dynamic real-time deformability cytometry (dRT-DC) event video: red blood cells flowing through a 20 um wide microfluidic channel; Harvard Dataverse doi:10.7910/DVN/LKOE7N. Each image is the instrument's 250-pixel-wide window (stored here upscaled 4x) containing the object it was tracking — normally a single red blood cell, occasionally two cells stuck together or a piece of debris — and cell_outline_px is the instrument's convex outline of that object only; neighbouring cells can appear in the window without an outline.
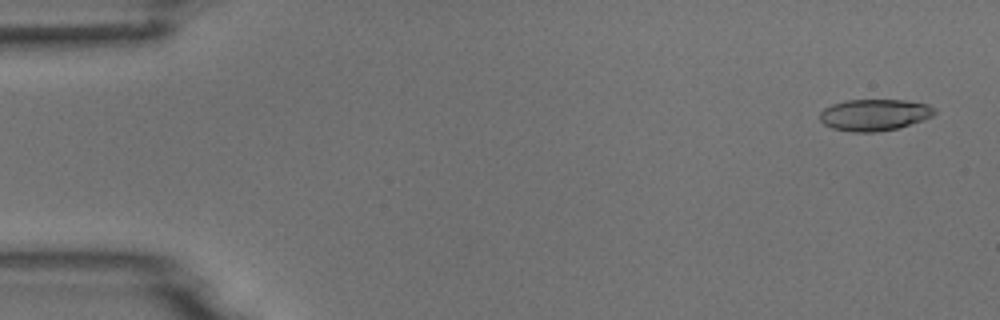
{"species": "common noctule bat (a hibernating species)", "species_latin": "Nyctalus noctula", "temperature_condition": "room temperature", "stored_images_in_passage": 6, "camera_frame_rate_fps": 3000, "um_per_image_px": 0.085, "animal": {"sex": "male", "body_mass_g": 18.8}, "frame": {"image": 1, "passage_image": 1, "time_ms": 0.0, "image_size_px": [1000, 320], "cell_outline_px": [[936, 112], [932, 116], [924, 120], [896, 128], [876, 132], [852, 132], [832, 128], [824, 124], [820, 120], [820, 112], [824, 108], [832, 104], [848, 100], [904, 100], [928, 104]], "centroid_in_image_um": [74.3, 9.76], "position_along_channel_um": 10.7, "area_um2": 20.98}}